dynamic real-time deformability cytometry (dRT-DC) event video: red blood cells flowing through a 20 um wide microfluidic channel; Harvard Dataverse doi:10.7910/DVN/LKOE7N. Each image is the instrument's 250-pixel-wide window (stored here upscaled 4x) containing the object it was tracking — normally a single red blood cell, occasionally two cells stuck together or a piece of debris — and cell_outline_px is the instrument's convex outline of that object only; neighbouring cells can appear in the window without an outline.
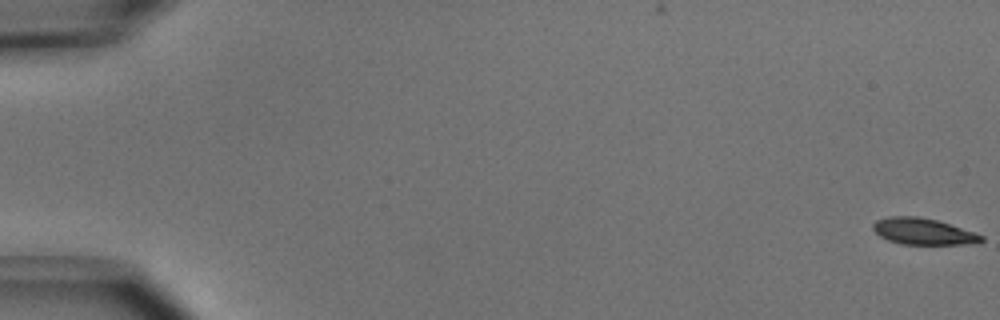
{"species": "common noctule bat (a hibernating species)", "species_latin": "Nyctalus noctula", "temperature_condition": "cold", "stored_images_in_passage": 52, "camera_frame_rate_fps": 3000, "um_per_image_px": 0.085, "animal": {"sex": "male", "body_mass_g": 15.6}, "frame": {"image": 1, "passage_image": 1, "time_ms": 0.0, "image_size_px": [1000, 320], "cell_outline_px": [[984, 240], [980, 244], [900, 244], [888, 240], [880, 236], [872, 228], [872, 224], [876, 220], [888, 216], [916, 216], [936, 220], [984, 236]], "centroid_in_image_um": [78.45, 19.68], "position_along_channel_um": 6.5, "area_um2": 16.59}}
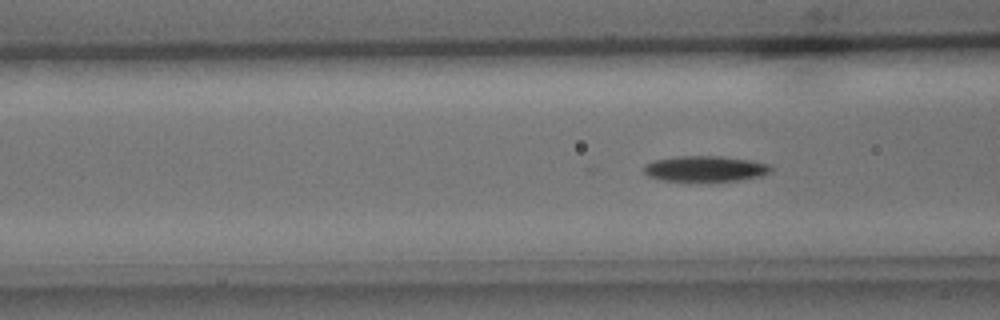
{"frame": {"image": 2, "passage_image": 21, "time_ms": 6.667, "image_size_px": [1000, 320], "cell_outline_px": [[772, 172], [760, 176], [736, 180], [708, 184], [688, 184], [660, 180], [648, 176], [644, 172], [644, 164], [656, 160], [676, 156], [720, 156], [752, 160], [772, 164]], "centroid_in_image_um": [59.93, 14.4], "position_along_channel_um": 106.7, "area_um2": 20.23}}
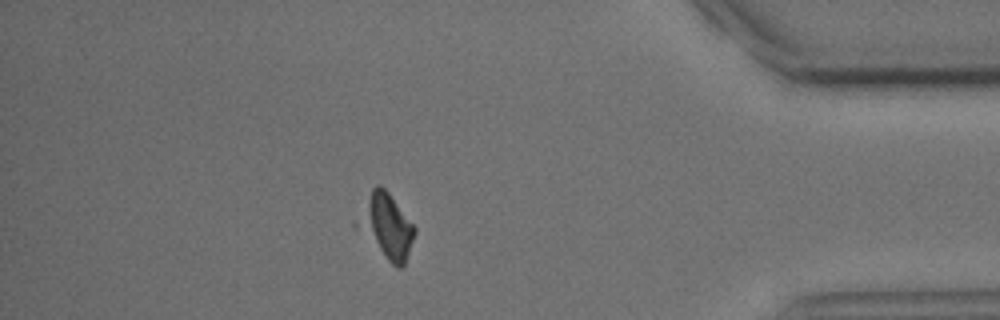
{"frame": {"image": 3, "passage_image": 46, "time_ms": 15.0, "image_size_px": [1000, 320], "cell_outline_px": [[416, 232], [404, 264], [400, 268], [396, 268], [352, 228], [352, 220], [372, 188], [376, 184], [380, 184], [388, 192], [416, 228]], "centroid_in_image_um": [32.72, 19.22], "position_along_channel_um": 402.5, "area_um2": 22.25}}